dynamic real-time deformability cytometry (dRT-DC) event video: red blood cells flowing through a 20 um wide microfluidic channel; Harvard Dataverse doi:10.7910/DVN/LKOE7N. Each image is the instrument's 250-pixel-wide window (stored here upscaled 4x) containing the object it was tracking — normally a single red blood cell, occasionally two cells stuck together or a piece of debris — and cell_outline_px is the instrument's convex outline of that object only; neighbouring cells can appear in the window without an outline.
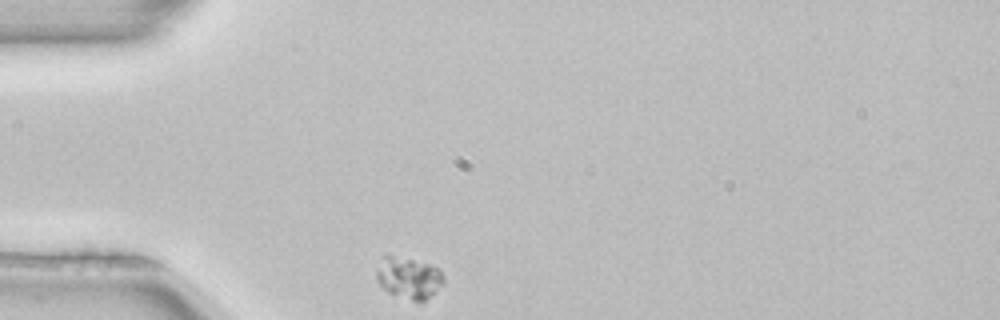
{"species": "common noctule bat (a hibernating species)", "species_latin": "Nyctalus noctula", "temperature_condition": "room temperature", "stored_images_in_passage": 33, "camera_frame_rate_fps": 3000, "um_per_image_px": 0.085, "animal": {"sex": "female", "body_mass_g": 22.7, "forearm_length_mm": 54.2}, "frame": {"image": 1, "passage_image": 1, "time_ms": 0.0, "image_size_px": [1000, 320], "cell_outline_px": [[444, 284], [424, 300], [412, 300], [388, 292], [380, 284], [376, 276], [376, 272], [384, 252], [428, 264], [436, 268], [444, 276]], "centroid_in_image_um": [34.71, 23.57], "position_along_channel_um": 50.3, "area_um2": 16.01}}